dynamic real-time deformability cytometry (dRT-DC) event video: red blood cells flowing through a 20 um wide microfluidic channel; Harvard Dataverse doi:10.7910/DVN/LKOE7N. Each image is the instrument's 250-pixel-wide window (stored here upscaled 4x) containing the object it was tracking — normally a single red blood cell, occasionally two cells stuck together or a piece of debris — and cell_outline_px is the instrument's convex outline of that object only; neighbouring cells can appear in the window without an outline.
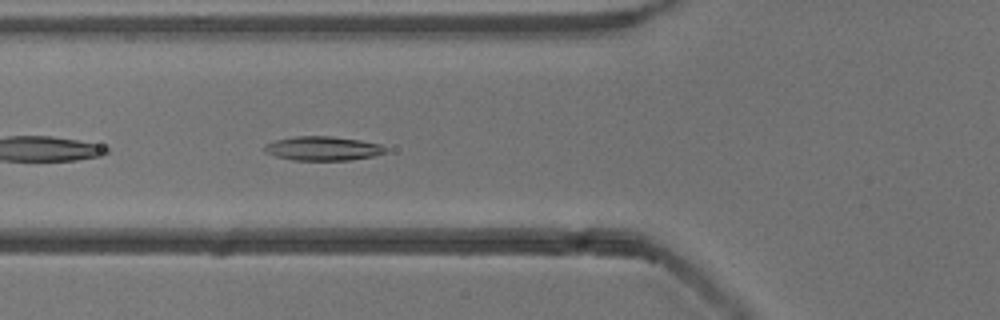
{"species": "common noctule bat (a hibernating species)", "species_latin": "Nyctalus noctula", "temperature_condition": "cold", "stored_images_in_passage": 25, "camera_frame_rate_fps": 3000, "um_per_image_px": 0.085, "animal": {"sex": "male", "body_mass_g": 13.3}, "frame": {"image": 1, "passage_image": 4, "time_ms": 1.0, "image_size_px": [1000, 320], "cell_outline_px": [[388, 152], [372, 156], [348, 160], [292, 160], [276, 156], [264, 152], [264, 144], [276, 140], [296, 136], [332, 136], [360, 140], [380, 144], [388, 148]], "centroid_in_image_um": [27.45, 12.61], "position_along_channel_um": 98.4, "area_um2": 17.05}}
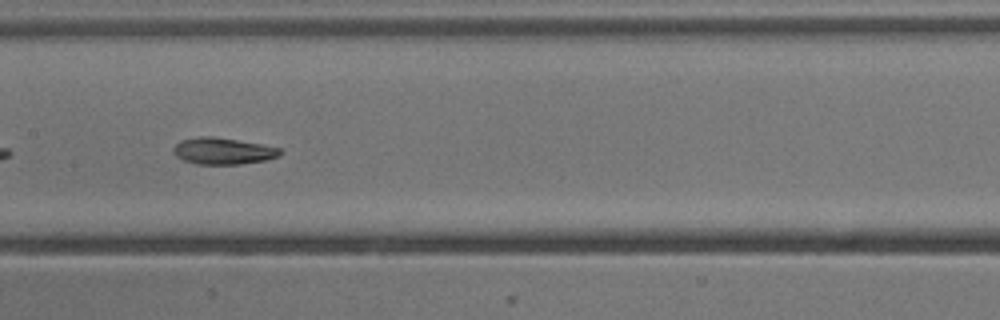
{"frame": {"image": 2, "passage_image": 11, "time_ms": 3.333, "image_size_px": [1000, 320], "cell_outline_px": [[284, 152], [280, 156], [264, 160], [240, 164], [196, 164], [184, 160], [176, 156], [172, 152], [172, 148], [180, 140], [200, 136], [212, 136], [260, 144], [280, 148]], "centroid_in_image_um": [18.93, 12.83], "position_along_channel_um": 188.5, "area_um2": 16.53}}
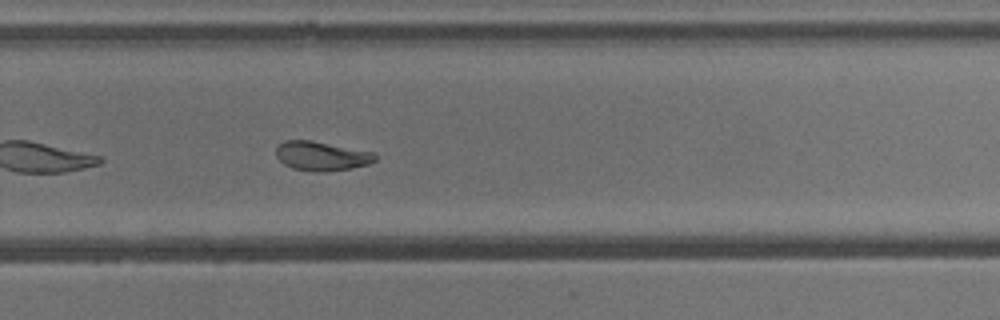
{"frame": {"image": 3, "passage_image": 20, "time_ms": 6.333, "image_size_px": [1000, 320], "cell_outline_px": [[376, 160], [368, 164], [352, 168], [324, 172], [320, 172], [292, 168], [284, 164], [276, 156], [276, 148], [284, 140], [308, 140], [376, 152]], "centroid_in_image_um": [27.35, 13.26], "position_along_channel_um": 302.5, "area_um2": 16.82}, "authors_computed_cell_mechanics": {"area_um2": 16.5886, "velocity_mm_per_s": 3.8324, "shape_relaxation_time_tau1_ms": 6.7178, "shape_relaxation_time_tau2_ms": 2.3106, "deformation_change_tau1": 0.1723, "deformation_change_tau2": 0.0851}}